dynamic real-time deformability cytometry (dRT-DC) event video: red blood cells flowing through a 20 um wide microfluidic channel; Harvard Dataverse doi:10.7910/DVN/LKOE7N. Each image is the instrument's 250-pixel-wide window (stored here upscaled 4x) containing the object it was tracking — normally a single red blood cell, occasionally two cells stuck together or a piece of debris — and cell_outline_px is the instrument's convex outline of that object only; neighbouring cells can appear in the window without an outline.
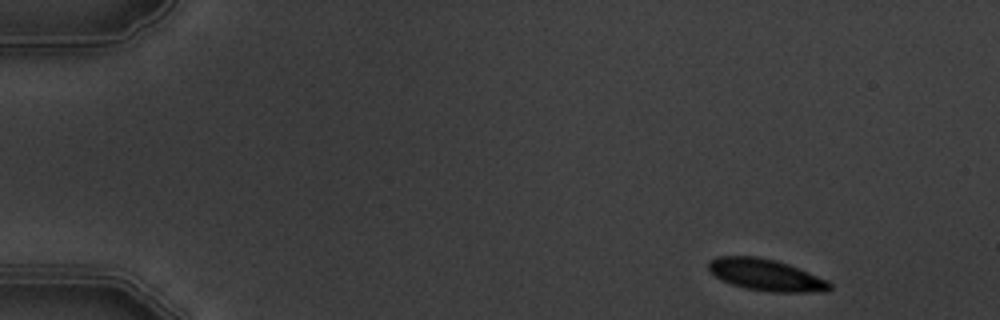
{"species": "common noctule bat (a hibernating species)", "species_latin": "Nyctalus noctula", "temperature_condition": "warm", "stored_images_in_passage": 6, "camera_frame_rate_fps": 3000, "um_per_image_px": 0.085, "animal": {"sex": "male", "body_mass_g": 19.5, "forearm_length_mm": 54.6}, "frame": {"image": 1, "passage_image": 1, "time_ms": 0.0, "image_size_px": [1000, 320], "cell_outline_px": [[832, 288], [828, 292], [772, 292], [744, 288], [720, 280], [708, 268], [708, 260], [716, 256], [756, 256], [776, 260], [788, 264], [828, 280], [832, 284]], "centroid_in_image_um": [65.12, 23.37], "position_along_channel_um": 19.9, "area_um2": 22.54}}
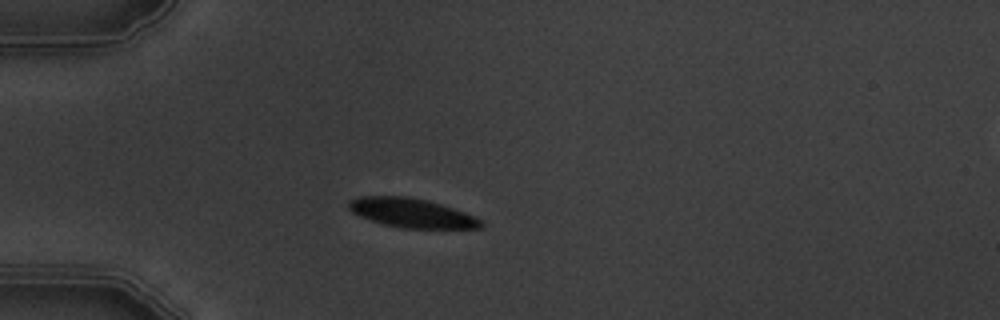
{"frame": {"image": 2, "passage_image": 3, "time_ms": 3.333, "image_size_px": [1000, 320], "cell_outline_px": [[484, 228], [400, 228], [384, 224], [360, 216], [352, 212], [348, 208], [348, 200], [360, 196], [408, 196], [428, 200], [464, 212], [480, 220], [484, 224]], "centroid_in_image_um": [34.96, 18.09], "position_along_channel_um": 50.0, "area_um2": 22.37}}